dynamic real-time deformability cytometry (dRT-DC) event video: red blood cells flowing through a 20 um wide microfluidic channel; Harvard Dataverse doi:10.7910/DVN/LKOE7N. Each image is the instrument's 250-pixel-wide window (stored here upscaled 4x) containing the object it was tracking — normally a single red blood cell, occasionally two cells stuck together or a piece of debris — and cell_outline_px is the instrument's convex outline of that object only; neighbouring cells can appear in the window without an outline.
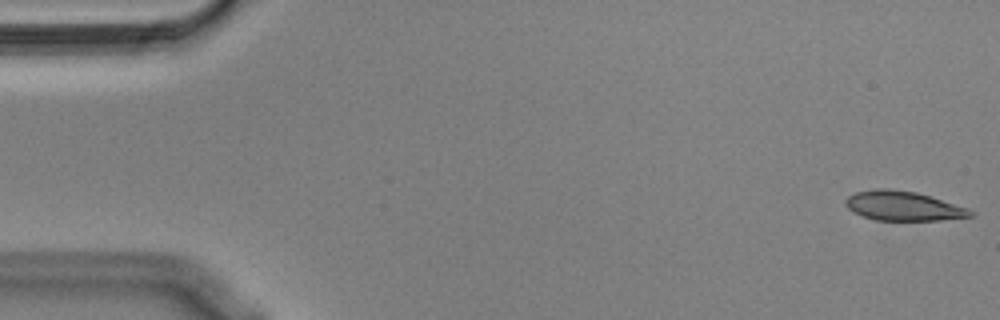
{"species": "Egyptian fruit bat (a non-hibernating species)", "species_latin": "Rousettus aegyptiacus", "temperature_condition": "cold", "stored_images_in_passage": 50, "camera_frame_rate_fps": 3000, "um_per_image_px": 0.085, "animal": {"sex": "male"}, "frame": {"image": 1, "passage_image": 1, "time_ms": 0.0, "image_size_px": [1000, 320], "cell_outline_px": [[976, 212], [972, 216], [940, 220], [876, 220], [852, 212], [844, 204], [844, 200], [848, 196], [856, 192], [876, 188], [892, 188], [916, 192], [932, 196], [968, 208]], "centroid_in_image_um": [76.77, 17.49], "position_along_channel_um": 8.2, "area_um2": 21.62}}
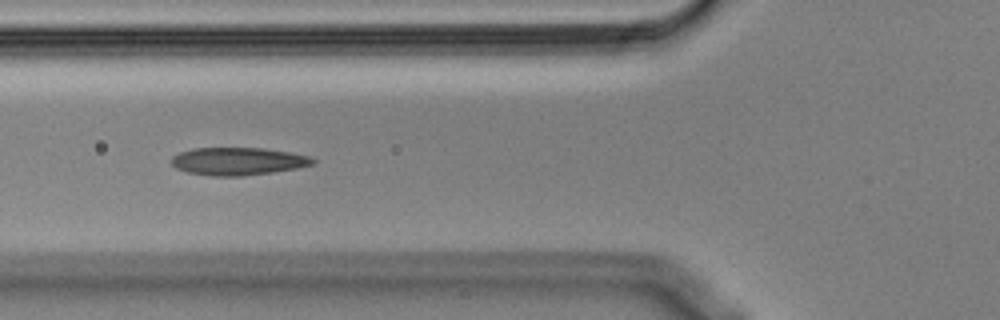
{"frame": {"image": 2, "passage_image": 20, "time_ms": 6.333, "image_size_px": [1000, 320], "cell_outline_px": [[316, 164], [296, 168], [272, 172], [240, 176], [212, 176], [188, 172], [176, 168], [172, 164], [172, 156], [180, 152], [192, 148], [264, 148], [288, 152], [308, 156], [316, 160]], "centroid_in_image_um": [20.22, 13.7], "position_along_channel_um": 105.6, "area_um2": 22.72}}
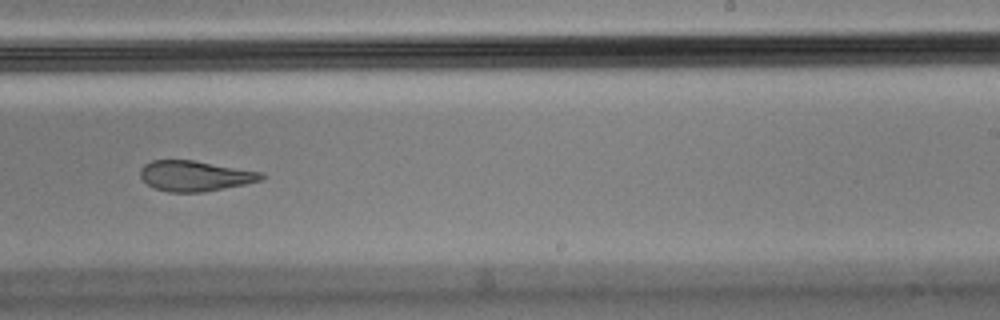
{"frame": {"image": 3, "passage_image": 34, "time_ms": 11.0, "image_size_px": [1000, 320], "cell_outline_px": [[264, 180], [204, 192], [168, 192], [156, 188], [148, 184], [140, 176], [140, 168], [144, 164], [152, 160], [192, 160], [264, 172]], "centroid_in_image_um": [16.59, 14.95], "position_along_channel_um": 272.4, "area_um2": 21.44}, "authors_computed_cell_mechanics": {"area_um2": 22.5131, "velocity_mm_per_s": 3.5722, "shape_relaxation_time_tau1_ms": 8.378, "shape_relaxation_time_tau2_ms": 2.9644, "deformation_change_tau1": 0.2293, "deformation_change_tau2": 0.1155}}